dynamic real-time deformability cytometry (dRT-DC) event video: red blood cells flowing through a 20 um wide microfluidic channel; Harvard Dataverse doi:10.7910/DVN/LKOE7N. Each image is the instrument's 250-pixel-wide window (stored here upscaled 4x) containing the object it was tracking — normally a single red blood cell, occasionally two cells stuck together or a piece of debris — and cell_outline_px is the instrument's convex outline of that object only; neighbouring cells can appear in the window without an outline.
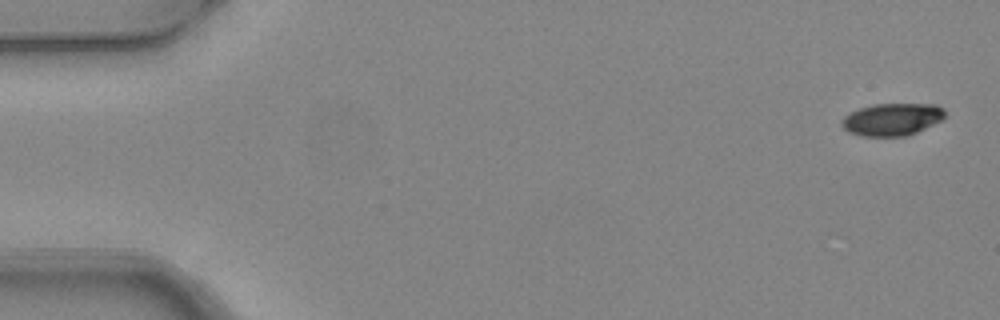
{"species": "common noctule bat (a hibernating species)", "species_latin": "Nyctalus noctula", "temperature_condition": "warm", "stored_images_in_passage": 4, "camera_frame_rate_fps": 3000, "um_per_image_px": 0.085, "animal": {"sex": "female", "body_mass_g": 24.6, "forearm_length_mm": 56.2}, "frame": {"image": 1, "passage_image": 1, "time_ms": 0.0, "image_size_px": [1000, 320], "cell_outline_px": [[944, 116], [940, 120], [908, 136], [864, 136], [848, 132], [840, 124], [840, 120], [848, 112], [872, 104], [936, 104], [944, 108]], "centroid_in_image_um": [75.77, 10.14], "position_along_channel_um": 9.2, "area_um2": 19.48}}
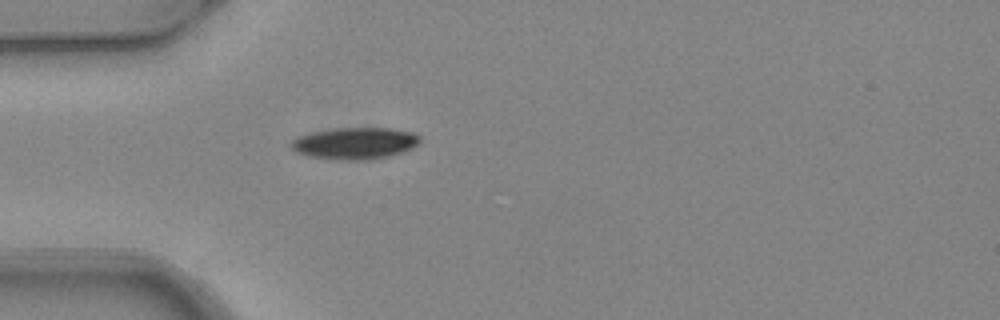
{"frame": {"image": 2, "passage_image": 4, "time_ms": 1.0, "image_size_px": [1000, 320], "cell_outline_px": [[420, 144], [412, 148], [388, 156], [368, 160], [344, 160], [308, 156], [296, 152], [288, 148], [288, 144], [296, 136], [312, 132], [336, 128], [392, 128], [412, 132], [420, 136]], "centroid_in_image_um": [30.13, 12.17], "position_along_channel_um": 54.9, "area_um2": 24.04}}